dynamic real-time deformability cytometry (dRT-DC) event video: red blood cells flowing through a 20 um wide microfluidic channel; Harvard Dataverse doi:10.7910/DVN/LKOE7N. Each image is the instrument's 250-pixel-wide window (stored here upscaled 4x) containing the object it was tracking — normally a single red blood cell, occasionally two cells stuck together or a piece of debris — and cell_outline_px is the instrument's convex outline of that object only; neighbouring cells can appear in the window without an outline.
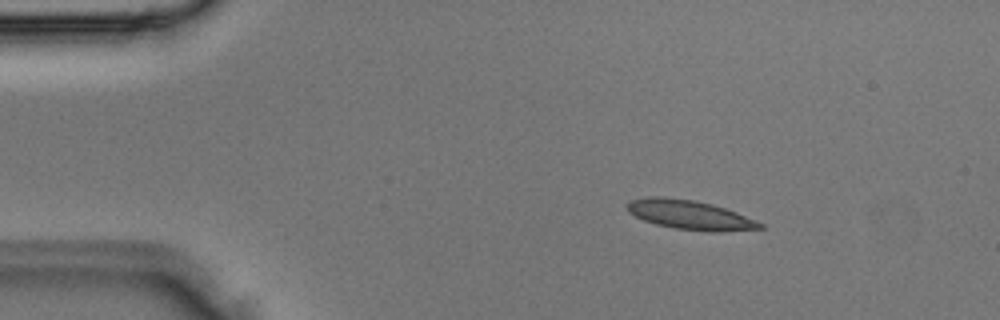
{"species": "Egyptian fruit bat (a non-hibernating species)", "species_latin": "Rousettus aegyptiacus", "temperature_condition": "room temperature", "stored_images_in_passage": 2, "camera_frame_rate_fps": 3000, "um_per_image_px": 0.085, "animal": {"sex": "male"}, "frame": {"image": 1, "passage_image": 1, "time_ms": 0.0, "image_size_px": [1000, 320], "cell_outline_px": [[764, 228], [716, 232], [712, 232], [676, 228], [656, 224], [644, 220], [628, 212], [628, 200], [648, 196], [664, 196], [692, 200], [712, 204], [736, 212], [756, 220], [764, 224]], "centroid_in_image_um": [58.63, 18.25], "position_along_channel_um": 26.4, "area_um2": 22.54}}